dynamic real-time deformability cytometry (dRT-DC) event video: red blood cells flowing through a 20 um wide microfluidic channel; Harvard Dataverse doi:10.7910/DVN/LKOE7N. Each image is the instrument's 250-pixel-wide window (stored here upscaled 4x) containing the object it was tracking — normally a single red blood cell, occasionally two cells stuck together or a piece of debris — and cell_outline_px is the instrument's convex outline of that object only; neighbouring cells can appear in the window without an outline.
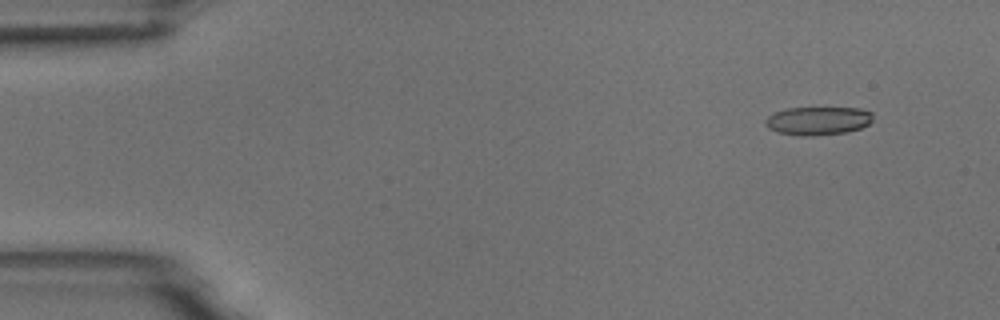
{"species": "common noctule bat (a hibernating species)", "species_latin": "Nyctalus noctula", "temperature_condition": "room temperature", "stored_images_in_passage": 4, "camera_frame_rate_fps": 3000, "um_per_image_px": 0.085, "animal": {"sex": "male", "body_mass_g": 18.8}, "frame": {"image": 1, "passage_image": 1, "time_ms": 0.0, "image_size_px": [1000, 320], "cell_outline_px": [[872, 120], [868, 124], [860, 128], [848, 132], [812, 136], [796, 136], [776, 132], [768, 128], [764, 124], [764, 120], [772, 112], [788, 108], [860, 108], [872, 112]], "centroid_in_image_um": [69.48, 10.27], "position_along_channel_um": 15.5, "area_um2": 18.03}}
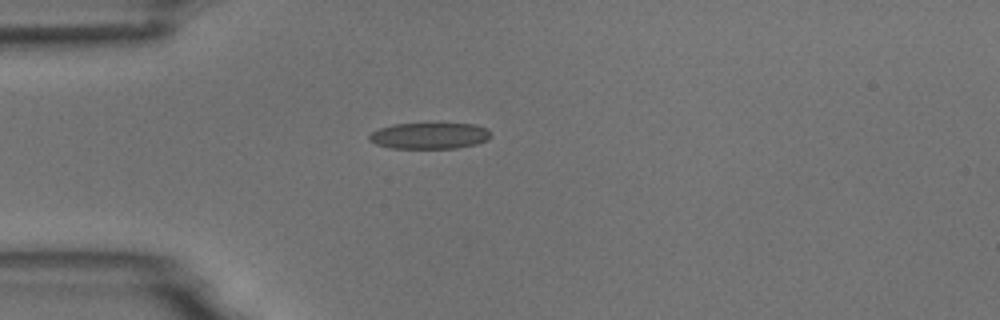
{"frame": {"image": 2, "passage_image": 3, "time_ms": 3.333, "image_size_px": [1000, 320], "cell_outline_px": [[492, 136], [488, 140], [476, 144], [456, 148], [392, 148], [376, 144], [368, 140], [368, 136], [372, 132], [380, 128], [392, 124], [476, 124], [488, 128], [492, 132]], "centroid_in_image_um": [36.55, 11.54], "position_along_channel_um": 48.5, "area_um2": 18.67}}